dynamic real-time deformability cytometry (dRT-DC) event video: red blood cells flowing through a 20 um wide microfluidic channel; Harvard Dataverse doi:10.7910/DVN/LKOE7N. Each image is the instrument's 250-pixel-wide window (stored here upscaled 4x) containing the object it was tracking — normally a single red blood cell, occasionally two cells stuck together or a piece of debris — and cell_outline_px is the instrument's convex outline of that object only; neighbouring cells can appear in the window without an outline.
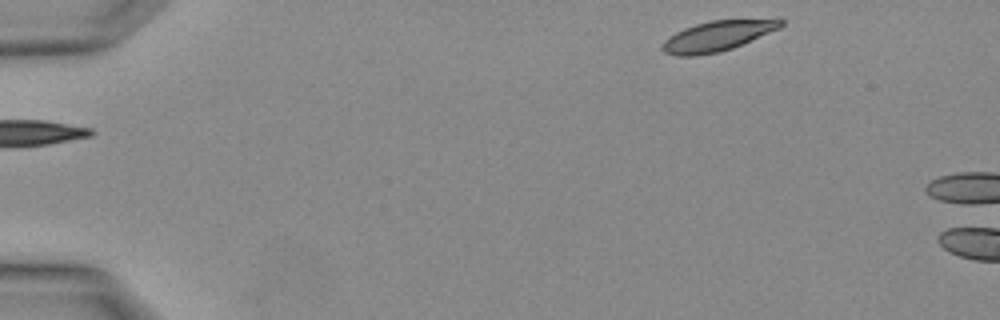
{"species": "Egyptian fruit bat (a non-hibernating species)", "species_latin": "Rousettus aegyptiacus", "temperature_condition": "warm", "stored_images_in_passage": 3, "camera_frame_rate_fps": 3000, "um_per_image_px": 0.085, "animal": {"sex": "female"}, "frame": {"image": 1, "passage_image": 3, "time_ms": 0.667, "image_size_px": [1000, 320], "cell_outline_px": [[784, 24], [780, 28], [732, 48], [720, 52], [696, 56], [676, 56], [664, 52], [660, 48], [664, 40], [676, 32], [684, 28], [696, 24], [712, 20], [780, 16], [784, 20]], "centroid_in_image_um": [61.08, 3.01], "position_along_channel_um": 23.9, "area_um2": 21.56}}